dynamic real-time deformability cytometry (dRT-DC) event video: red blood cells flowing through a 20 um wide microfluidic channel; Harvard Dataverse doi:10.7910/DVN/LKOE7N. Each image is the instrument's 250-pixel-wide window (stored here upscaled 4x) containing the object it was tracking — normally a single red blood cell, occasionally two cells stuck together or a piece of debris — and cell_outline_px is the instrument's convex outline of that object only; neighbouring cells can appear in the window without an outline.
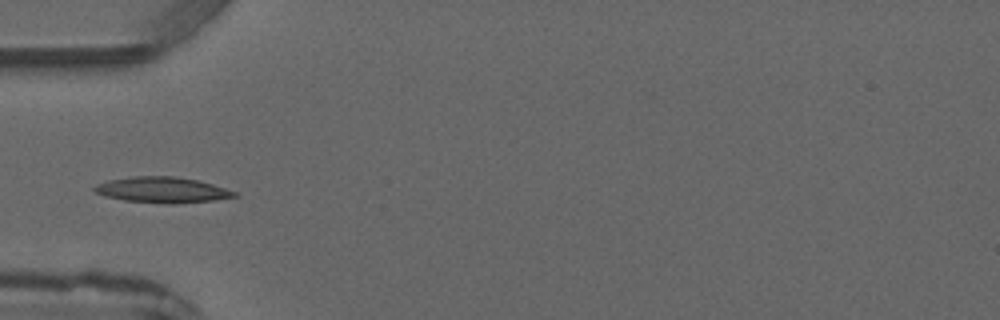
{"species": "common noctule bat (a hibernating species)", "species_latin": "Nyctalus noctula", "temperature_condition": "warm", "stored_images_in_passage": 4, "camera_frame_rate_fps": 3000, "um_per_image_px": 0.085, "animal": {"sex": "male", "forearm_length_mm": 52.5}, "frame": {"image": 1, "passage_image": 4, "time_ms": 3.667, "image_size_px": [1000, 320], "cell_outline_px": [[236, 196], [212, 200], [176, 204], [168, 204], [124, 200], [104, 196], [96, 192], [92, 188], [96, 184], [108, 180], [136, 176], [172, 176], [196, 180], [212, 184], [236, 192]], "centroid_in_image_um": [13.74, 16.14], "position_along_channel_um": 71.3, "area_um2": 20.75}}